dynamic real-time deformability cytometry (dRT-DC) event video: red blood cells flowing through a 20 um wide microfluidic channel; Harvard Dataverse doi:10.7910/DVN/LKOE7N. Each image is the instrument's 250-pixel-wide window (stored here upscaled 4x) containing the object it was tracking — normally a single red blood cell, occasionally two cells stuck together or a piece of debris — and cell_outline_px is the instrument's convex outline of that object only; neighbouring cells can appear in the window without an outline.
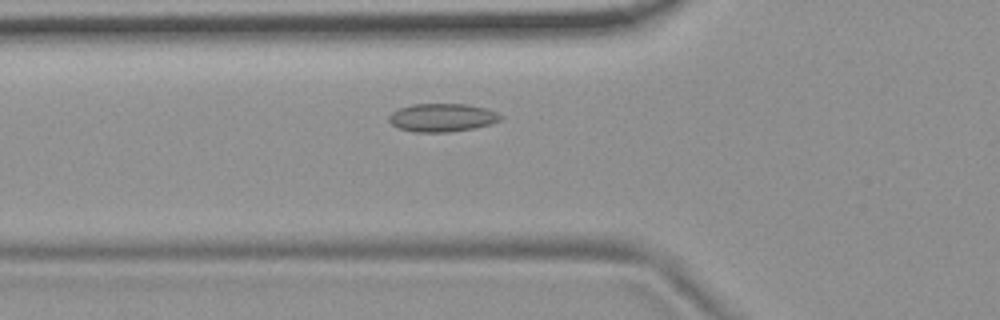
{"species": "common noctule bat (a hibernating species)", "species_latin": "Nyctalus noctula", "temperature_condition": "room temperature", "stored_images_in_passage": 47, "camera_frame_rate_fps": 3000, "um_per_image_px": 0.085, "animal": {"sex": "female", "body_mass_g": 19.9}, "frame": {"image": 1, "passage_image": 12, "time_ms": 3.667, "image_size_px": [1000, 320], "cell_outline_px": [[504, 116], [500, 120], [492, 124], [476, 128], [448, 132], [416, 132], [400, 128], [392, 124], [388, 120], [388, 116], [392, 112], [400, 108], [412, 104], [468, 104], [484, 108], [496, 112]], "centroid_in_image_um": [37.61, 9.99], "position_along_channel_um": 88.2, "area_um2": 18.38}}
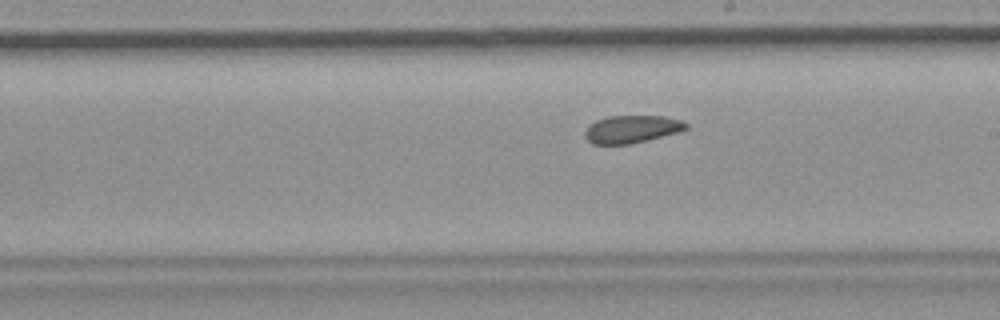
{"frame": {"image": 2, "passage_image": 24, "time_ms": 7.667, "image_size_px": [1000, 320], "cell_outline_px": [[688, 128], [680, 132], [628, 144], [592, 144], [584, 136], [584, 132], [588, 124], [596, 120], [608, 116], [664, 116], [680, 120], [688, 124]], "centroid_in_image_um": [53.67, 10.97], "position_along_channel_um": 235.3, "area_um2": 16.3}}
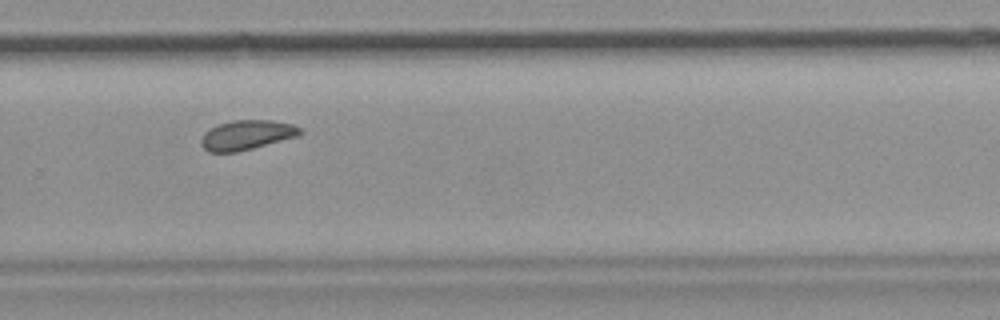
{"frame": {"image": 3, "passage_image": 30, "time_ms": 9.667, "image_size_px": [1000, 320], "cell_outline_px": [[304, 132], [300, 136], [236, 152], [208, 152], [200, 144], [200, 140], [204, 132], [220, 124], [232, 120], [272, 120], [292, 124], [300, 128]], "centroid_in_image_um": [20.99, 11.47], "position_along_channel_um": 308.8, "area_um2": 17.11}}